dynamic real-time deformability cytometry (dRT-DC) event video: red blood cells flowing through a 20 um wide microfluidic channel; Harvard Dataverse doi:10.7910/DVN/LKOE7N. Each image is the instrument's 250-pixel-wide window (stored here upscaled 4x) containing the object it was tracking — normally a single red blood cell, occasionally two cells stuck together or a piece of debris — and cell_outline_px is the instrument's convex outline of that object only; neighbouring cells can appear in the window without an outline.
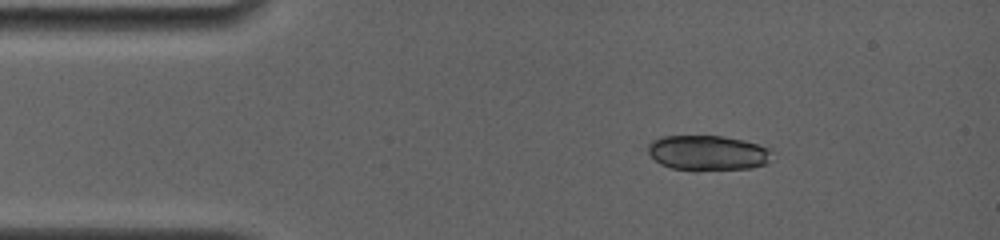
{"species": "common noctule bat (a hibernating species)", "species_latin": "Nyctalus noctula", "temperature_condition": "room temperature", "stored_images_in_passage": 8, "camera_frame_rate_fps": 4000, "um_per_image_px": 0.085, "animal": {"sex": "female", "body_mass_g": 19.0, "forearm_length_mm": 56.7}, "frame": {"image": 1, "passage_image": 1, "time_ms": 0.0, "image_size_px": [1000, 240], "cell_outline_px": [[768, 160], [764, 164], [752, 168], [696, 172], [672, 168], [660, 164], [648, 152], [648, 144], [652, 140], [664, 136], [724, 136], [744, 140], [768, 148]], "centroid_in_image_um": [60.1, 13.02], "position_along_channel_um": 24.9, "area_um2": 25.49}}